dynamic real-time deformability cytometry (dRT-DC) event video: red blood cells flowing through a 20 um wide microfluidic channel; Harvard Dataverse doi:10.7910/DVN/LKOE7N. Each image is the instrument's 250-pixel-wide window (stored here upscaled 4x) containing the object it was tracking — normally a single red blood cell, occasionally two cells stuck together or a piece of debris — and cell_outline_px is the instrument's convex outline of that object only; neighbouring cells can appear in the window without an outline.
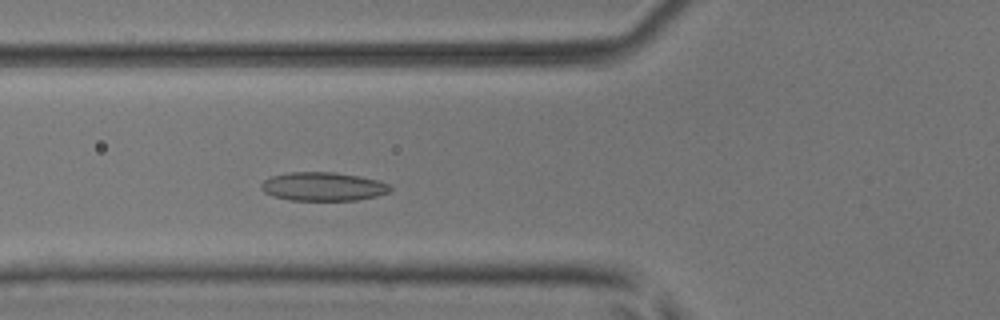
{"species": "common noctule bat (a hibernating species)", "species_latin": "Nyctalus noctula", "temperature_condition": "room temperature", "stored_images_in_passage": 44, "camera_frame_rate_fps": 3000, "um_per_image_px": 0.085, "animal": {"sex": "male", "body_mass_g": 17.9, "forearm_length_mm": 54.2}, "frame": {"image": 1, "passage_image": 13, "time_ms": 4.0, "image_size_px": [1000, 320], "cell_outline_px": [[392, 192], [376, 196], [356, 200], [288, 200], [272, 196], [264, 192], [260, 188], [260, 184], [264, 180], [272, 176], [288, 172], [336, 172], [376, 180], [388, 184], [392, 188]], "centroid_in_image_um": [27.43, 15.86], "position_along_channel_um": 98.4, "area_um2": 21.56}}
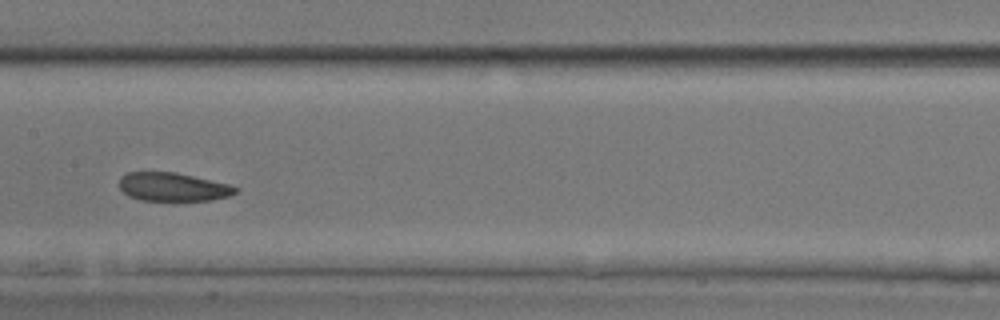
{"frame": {"image": 2, "passage_image": 20, "time_ms": 6.333, "image_size_px": [1000, 320], "cell_outline_px": [[240, 188], [236, 192], [228, 196], [212, 200], [176, 204], [140, 200], [128, 196], [120, 188], [120, 176], [128, 172], [176, 172], [228, 184]], "centroid_in_image_um": [14.7, 15.95], "position_along_channel_um": 192.7, "area_um2": 20.23}}
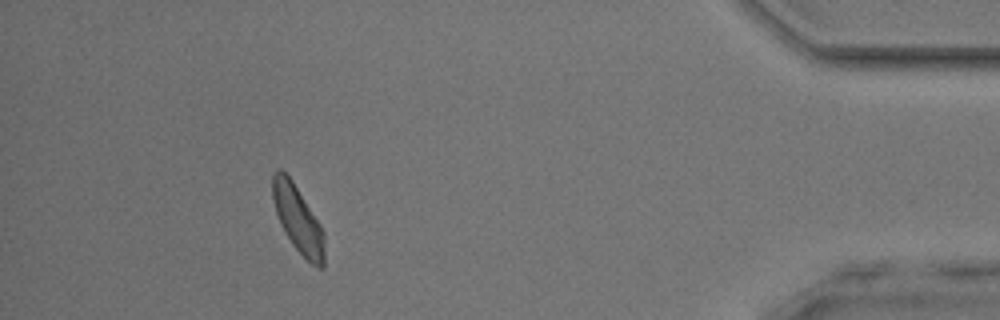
{"frame": {"image": 3, "passage_image": 40, "time_ms": 13.0, "image_size_px": [1000, 320], "cell_outline_px": [[324, 268], [316, 268], [292, 244], [284, 232], [280, 224], [276, 212], [272, 196], [272, 176], [280, 168], [292, 180], [320, 224], [324, 232]], "centroid_in_image_um": [25.33, 18.65], "position_along_channel_um": 409.9, "area_um2": 19.94}, "authors_computed_cell_mechanics": {"area_um2": 20.2878, "velocity_mm_per_s": 4.0541, "shape_relaxation_time_tau1_ms": 4.4292, "shape_relaxation_time_tau2_ms": 2.4007, "deformation_change_tau1": 0.0773, "deformation_change_tau2": 0.0722}}